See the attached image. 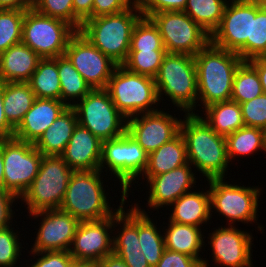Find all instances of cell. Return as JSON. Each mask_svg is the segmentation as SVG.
<instances>
[{
    "instance_id": "obj_1",
    "label": "cell",
    "mask_w": 266,
    "mask_h": 267,
    "mask_svg": "<svg viewBox=\"0 0 266 267\" xmlns=\"http://www.w3.org/2000/svg\"><path fill=\"white\" fill-rule=\"evenodd\" d=\"M180 133L186 143L188 162L195 166L206 180L224 178L228 168L226 139L217 134L199 114H185Z\"/></svg>"
},
{
    "instance_id": "obj_2",
    "label": "cell",
    "mask_w": 266,
    "mask_h": 267,
    "mask_svg": "<svg viewBox=\"0 0 266 267\" xmlns=\"http://www.w3.org/2000/svg\"><path fill=\"white\" fill-rule=\"evenodd\" d=\"M197 71L198 101L203 108L231 98L235 73L243 62L236 52L209 42L194 56Z\"/></svg>"
},
{
    "instance_id": "obj_3",
    "label": "cell",
    "mask_w": 266,
    "mask_h": 267,
    "mask_svg": "<svg viewBox=\"0 0 266 267\" xmlns=\"http://www.w3.org/2000/svg\"><path fill=\"white\" fill-rule=\"evenodd\" d=\"M142 16L133 3L122 12L87 19L79 32L113 62L122 65L129 54L134 26Z\"/></svg>"
},
{
    "instance_id": "obj_4",
    "label": "cell",
    "mask_w": 266,
    "mask_h": 267,
    "mask_svg": "<svg viewBox=\"0 0 266 267\" xmlns=\"http://www.w3.org/2000/svg\"><path fill=\"white\" fill-rule=\"evenodd\" d=\"M158 102L162 94L171 99L181 111L191 114L198 103L197 71L194 56L166 53L154 77ZM197 101V102H196Z\"/></svg>"
},
{
    "instance_id": "obj_5",
    "label": "cell",
    "mask_w": 266,
    "mask_h": 267,
    "mask_svg": "<svg viewBox=\"0 0 266 267\" xmlns=\"http://www.w3.org/2000/svg\"><path fill=\"white\" fill-rule=\"evenodd\" d=\"M101 171H74L67 185V190L60 210L70 213L81 221H98L110 217V209L101 180Z\"/></svg>"
},
{
    "instance_id": "obj_6",
    "label": "cell",
    "mask_w": 266,
    "mask_h": 267,
    "mask_svg": "<svg viewBox=\"0 0 266 267\" xmlns=\"http://www.w3.org/2000/svg\"><path fill=\"white\" fill-rule=\"evenodd\" d=\"M106 90L116 108L126 117L154 112L151 108L158 104V94L153 77L130 72L117 65Z\"/></svg>"
},
{
    "instance_id": "obj_7",
    "label": "cell",
    "mask_w": 266,
    "mask_h": 267,
    "mask_svg": "<svg viewBox=\"0 0 266 267\" xmlns=\"http://www.w3.org/2000/svg\"><path fill=\"white\" fill-rule=\"evenodd\" d=\"M73 172L61 156H43L37 176L20 197L29 214L59 209Z\"/></svg>"
},
{
    "instance_id": "obj_8",
    "label": "cell",
    "mask_w": 266,
    "mask_h": 267,
    "mask_svg": "<svg viewBox=\"0 0 266 267\" xmlns=\"http://www.w3.org/2000/svg\"><path fill=\"white\" fill-rule=\"evenodd\" d=\"M78 101H72L78 123L102 142L126 132L127 118L116 108L106 89H92Z\"/></svg>"
},
{
    "instance_id": "obj_9",
    "label": "cell",
    "mask_w": 266,
    "mask_h": 267,
    "mask_svg": "<svg viewBox=\"0 0 266 267\" xmlns=\"http://www.w3.org/2000/svg\"><path fill=\"white\" fill-rule=\"evenodd\" d=\"M76 32L67 22L30 8L25 11L21 42L41 58H56L65 55L68 41Z\"/></svg>"
},
{
    "instance_id": "obj_10",
    "label": "cell",
    "mask_w": 266,
    "mask_h": 267,
    "mask_svg": "<svg viewBox=\"0 0 266 267\" xmlns=\"http://www.w3.org/2000/svg\"><path fill=\"white\" fill-rule=\"evenodd\" d=\"M106 166L117 177L122 186V194H127L136 177L145 172L148 154L127 131L120 137L102 142L99 169Z\"/></svg>"
},
{
    "instance_id": "obj_11",
    "label": "cell",
    "mask_w": 266,
    "mask_h": 267,
    "mask_svg": "<svg viewBox=\"0 0 266 267\" xmlns=\"http://www.w3.org/2000/svg\"><path fill=\"white\" fill-rule=\"evenodd\" d=\"M149 18L157 26L167 53L195 56L210 42V35L184 11H163Z\"/></svg>"
},
{
    "instance_id": "obj_12",
    "label": "cell",
    "mask_w": 266,
    "mask_h": 267,
    "mask_svg": "<svg viewBox=\"0 0 266 267\" xmlns=\"http://www.w3.org/2000/svg\"><path fill=\"white\" fill-rule=\"evenodd\" d=\"M43 154L33 143L3 139L5 189L20 198L37 176Z\"/></svg>"
},
{
    "instance_id": "obj_13",
    "label": "cell",
    "mask_w": 266,
    "mask_h": 267,
    "mask_svg": "<svg viewBox=\"0 0 266 267\" xmlns=\"http://www.w3.org/2000/svg\"><path fill=\"white\" fill-rule=\"evenodd\" d=\"M227 2L218 28L210 42L236 52L243 61L251 60V0Z\"/></svg>"
},
{
    "instance_id": "obj_14",
    "label": "cell",
    "mask_w": 266,
    "mask_h": 267,
    "mask_svg": "<svg viewBox=\"0 0 266 267\" xmlns=\"http://www.w3.org/2000/svg\"><path fill=\"white\" fill-rule=\"evenodd\" d=\"M210 185L211 208L228 218L230 226L256 220L260 188L228 184L223 178L207 180Z\"/></svg>"
},
{
    "instance_id": "obj_15",
    "label": "cell",
    "mask_w": 266,
    "mask_h": 267,
    "mask_svg": "<svg viewBox=\"0 0 266 267\" xmlns=\"http://www.w3.org/2000/svg\"><path fill=\"white\" fill-rule=\"evenodd\" d=\"M65 55L92 89H106L117 64L79 31L69 39Z\"/></svg>"
},
{
    "instance_id": "obj_16",
    "label": "cell",
    "mask_w": 266,
    "mask_h": 267,
    "mask_svg": "<svg viewBox=\"0 0 266 267\" xmlns=\"http://www.w3.org/2000/svg\"><path fill=\"white\" fill-rule=\"evenodd\" d=\"M181 122V119L157 110L127 118L126 131L149 155L180 133Z\"/></svg>"
},
{
    "instance_id": "obj_17",
    "label": "cell",
    "mask_w": 266,
    "mask_h": 267,
    "mask_svg": "<svg viewBox=\"0 0 266 267\" xmlns=\"http://www.w3.org/2000/svg\"><path fill=\"white\" fill-rule=\"evenodd\" d=\"M43 218L31 252L69 251L80 221L60 209L38 211Z\"/></svg>"
},
{
    "instance_id": "obj_18",
    "label": "cell",
    "mask_w": 266,
    "mask_h": 267,
    "mask_svg": "<svg viewBox=\"0 0 266 267\" xmlns=\"http://www.w3.org/2000/svg\"><path fill=\"white\" fill-rule=\"evenodd\" d=\"M115 228L114 214L98 221H81L69 253L75 261L99 262L113 253V239L108 233Z\"/></svg>"
},
{
    "instance_id": "obj_19",
    "label": "cell",
    "mask_w": 266,
    "mask_h": 267,
    "mask_svg": "<svg viewBox=\"0 0 266 267\" xmlns=\"http://www.w3.org/2000/svg\"><path fill=\"white\" fill-rule=\"evenodd\" d=\"M252 235L235 226L218 227L210 236L213 260L220 266L252 267Z\"/></svg>"
},
{
    "instance_id": "obj_20",
    "label": "cell",
    "mask_w": 266,
    "mask_h": 267,
    "mask_svg": "<svg viewBox=\"0 0 266 267\" xmlns=\"http://www.w3.org/2000/svg\"><path fill=\"white\" fill-rule=\"evenodd\" d=\"M191 166L188 162L169 172L152 176L147 181L150 185L148 206L155 209L165 205L171 206L181 195L190 192L189 190L196 185V176Z\"/></svg>"
},
{
    "instance_id": "obj_21",
    "label": "cell",
    "mask_w": 266,
    "mask_h": 267,
    "mask_svg": "<svg viewBox=\"0 0 266 267\" xmlns=\"http://www.w3.org/2000/svg\"><path fill=\"white\" fill-rule=\"evenodd\" d=\"M101 150L102 141L78 123L60 156L73 171L98 170Z\"/></svg>"
},
{
    "instance_id": "obj_22",
    "label": "cell",
    "mask_w": 266,
    "mask_h": 267,
    "mask_svg": "<svg viewBox=\"0 0 266 267\" xmlns=\"http://www.w3.org/2000/svg\"><path fill=\"white\" fill-rule=\"evenodd\" d=\"M67 107L56 99L35 98L13 137L34 144Z\"/></svg>"
},
{
    "instance_id": "obj_23",
    "label": "cell",
    "mask_w": 266,
    "mask_h": 267,
    "mask_svg": "<svg viewBox=\"0 0 266 267\" xmlns=\"http://www.w3.org/2000/svg\"><path fill=\"white\" fill-rule=\"evenodd\" d=\"M42 58L23 42L0 54V82H28Z\"/></svg>"
},
{
    "instance_id": "obj_24",
    "label": "cell",
    "mask_w": 266,
    "mask_h": 267,
    "mask_svg": "<svg viewBox=\"0 0 266 267\" xmlns=\"http://www.w3.org/2000/svg\"><path fill=\"white\" fill-rule=\"evenodd\" d=\"M77 124V113L72 106H68L33 145L43 156H60Z\"/></svg>"
},
{
    "instance_id": "obj_25",
    "label": "cell",
    "mask_w": 266,
    "mask_h": 267,
    "mask_svg": "<svg viewBox=\"0 0 266 267\" xmlns=\"http://www.w3.org/2000/svg\"><path fill=\"white\" fill-rule=\"evenodd\" d=\"M173 207L169 220L175 223L194 225L201 227L210 220L213 211H211V199L209 190L206 192H187L181 195L171 204Z\"/></svg>"
},
{
    "instance_id": "obj_26",
    "label": "cell",
    "mask_w": 266,
    "mask_h": 267,
    "mask_svg": "<svg viewBox=\"0 0 266 267\" xmlns=\"http://www.w3.org/2000/svg\"><path fill=\"white\" fill-rule=\"evenodd\" d=\"M165 231L163 233L165 249L187 254L198 259L203 267L209 266L207 260H203L199 256L203 243H205L200 227L175 223L169 220L168 228Z\"/></svg>"
},
{
    "instance_id": "obj_27",
    "label": "cell",
    "mask_w": 266,
    "mask_h": 267,
    "mask_svg": "<svg viewBox=\"0 0 266 267\" xmlns=\"http://www.w3.org/2000/svg\"><path fill=\"white\" fill-rule=\"evenodd\" d=\"M187 163L186 143L183 135L179 133L148 155V165L142 176L149 180L152 176L169 172Z\"/></svg>"
},
{
    "instance_id": "obj_28",
    "label": "cell",
    "mask_w": 266,
    "mask_h": 267,
    "mask_svg": "<svg viewBox=\"0 0 266 267\" xmlns=\"http://www.w3.org/2000/svg\"><path fill=\"white\" fill-rule=\"evenodd\" d=\"M120 206L114 213V223L118 225L123 224L122 232L119 235L112 236L113 238V253L114 254H134L141 253V248L138 239V209L135 205L125 212L123 205H125L127 194H122Z\"/></svg>"
},
{
    "instance_id": "obj_29",
    "label": "cell",
    "mask_w": 266,
    "mask_h": 267,
    "mask_svg": "<svg viewBox=\"0 0 266 267\" xmlns=\"http://www.w3.org/2000/svg\"><path fill=\"white\" fill-rule=\"evenodd\" d=\"M34 100L35 95L28 82L3 83L4 114L14 129L22 122Z\"/></svg>"
},
{
    "instance_id": "obj_30",
    "label": "cell",
    "mask_w": 266,
    "mask_h": 267,
    "mask_svg": "<svg viewBox=\"0 0 266 267\" xmlns=\"http://www.w3.org/2000/svg\"><path fill=\"white\" fill-rule=\"evenodd\" d=\"M204 109L205 122L221 136L226 137L245 126L241 106L235 101L213 103Z\"/></svg>"
},
{
    "instance_id": "obj_31",
    "label": "cell",
    "mask_w": 266,
    "mask_h": 267,
    "mask_svg": "<svg viewBox=\"0 0 266 267\" xmlns=\"http://www.w3.org/2000/svg\"><path fill=\"white\" fill-rule=\"evenodd\" d=\"M35 98L61 101L60 78L56 58H42L28 81Z\"/></svg>"
},
{
    "instance_id": "obj_32",
    "label": "cell",
    "mask_w": 266,
    "mask_h": 267,
    "mask_svg": "<svg viewBox=\"0 0 266 267\" xmlns=\"http://www.w3.org/2000/svg\"><path fill=\"white\" fill-rule=\"evenodd\" d=\"M135 205L138 209V239L141 253L144 254L149 265L155 267L165 250L164 236L157 230L146 211L141 210L138 204Z\"/></svg>"
},
{
    "instance_id": "obj_33",
    "label": "cell",
    "mask_w": 266,
    "mask_h": 267,
    "mask_svg": "<svg viewBox=\"0 0 266 267\" xmlns=\"http://www.w3.org/2000/svg\"><path fill=\"white\" fill-rule=\"evenodd\" d=\"M227 0H187L184 12L210 36L221 23Z\"/></svg>"
},
{
    "instance_id": "obj_34",
    "label": "cell",
    "mask_w": 266,
    "mask_h": 267,
    "mask_svg": "<svg viewBox=\"0 0 266 267\" xmlns=\"http://www.w3.org/2000/svg\"><path fill=\"white\" fill-rule=\"evenodd\" d=\"M57 65L60 78L61 101L68 106H72V100L74 101L75 98H80L79 100H81L92 88L75 69L66 55L57 57ZM69 100L70 102H67Z\"/></svg>"
},
{
    "instance_id": "obj_35",
    "label": "cell",
    "mask_w": 266,
    "mask_h": 267,
    "mask_svg": "<svg viewBox=\"0 0 266 267\" xmlns=\"http://www.w3.org/2000/svg\"><path fill=\"white\" fill-rule=\"evenodd\" d=\"M229 162L237 155L245 156L263 151V129L244 126L225 137ZM233 158V159H232Z\"/></svg>"
},
{
    "instance_id": "obj_36",
    "label": "cell",
    "mask_w": 266,
    "mask_h": 267,
    "mask_svg": "<svg viewBox=\"0 0 266 267\" xmlns=\"http://www.w3.org/2000/svg\"><path fill=\"white\" fill-rule=\"evenodd\" d=\"M263 93L256 69L248 61H243L235 73L230 100L240 104Z\"/></svg>"
},
{
    "instance_id": "obj_37",
    "label": "cell",
    "mask_w": 266,
    "mask_h": 267,
    "mask_svg": "<svg viewBox=\"0 0 266 267\" xmlns=\"http://www.w3.org/2000/svg\"><path fill=\"white\" fill-rule=\"evenodd\" d=\"M166 53V50H129L122 66L130 72L154 78Z\"/></svg>"
},
{
    "instance_id": "obj_38",
    "label": "cell",
    "mask_w": 266,
    "mask_h": 267,
    "mask_svg": "<svg viewBox=\"0 0 266 267\" xmlns=\"http://www.w3.org/2000/svg\"><path fill=\"white\" fill-rule=\"evenodd\" d=\"M25 11L0 9V54L21 42Z\"/></svg>"
},
{
    "instance_id": "obj_39",
    "label": "cell",
    "mask_w": 266,
    "mask_h": 267,
    "mask_svg": "<svg viewBox=\"0 0 266 267\" xmlns=\"http://www.w3.org/2000/svg\"><path fill=\"white\" fill-rule=\"evenodd\" d=\"M129 50H166L157 26L142 16L134 26Z\"/></svg>"
},
{
    "instance_id": "obj_40",
    "label": "cell",
    "mask_w": 266,
    "mask_h": 267,
    "mask_svg": "<svg viewBox=\"0 0 266 267\" xmlns=\"http://www.w3.org/2000/svg\"><path fill=\"white\" fill-rule=\"evenodd\" d=\"M266 56V8L251 0V59Z\"/></svg>"
},
{
    "instance_id": "obj_41",
    "label": "cell",
    "mask_w": 266,
    "mask_h": 267,
    "mask_svg": "<svg viewBox=\"0 0 266 267\" xmlns=\"http://www.w3.org/2000/svg\"><path fill=\"white\" fill-rule=\"evenodd\" d=\"M38 13L63 20L74 28L73 0H33Z\"/></svg>"
},
{
    "instance_id": "obj_42",
    "label": "cell",
    "mask_w": 266,
    "mask_h": 267,
    "mask_svg": "<svg viewBox=\"0 0 266 267\" xmlns=\"http://www.w3.org/2000/svg\"><path fill=\"white\" fill-rule=\"evenodd\" d=\"M10 228L0 229V267H14L21 255L17 232Z\"/></svg>"
},
{
    "instance_id": "obj_43",
    "label": "cell",
    "mask_w": 266,
    "mask_h": 267,
    "mask_svg": "<svg viewBox=\"0 0 266 267\" xmlns=\"http://www.w3.org/2000/svg\"><path fill=\"white\" fill-rule=\"evenodd\" d=\"M245 126L266 128V94L240 103Z\"/></svg>"
},
{
    "instance_id": "obj_44",
    "label": "cell",
    "mask_w": 266,
    "mask_h": 267,
    "mask_svg": "<svg viewBox=\"0 0 266 267\" xmlns=\"http://www.w3.org/2000/svg\"><path fill=\"white\" fill-rule=\"evenodd\" d=\"M144 17L163 11H184L187 0H135Z\"/></svg>"
},
{
    "instance_id": "obj_45",
    "label": "cell",
    "mask_w": 266,
    "mask_h": 267,
    "mask_svg": "<svg viewBox=\"0 0 266 267\" xmlns=\"http://www.w3.org/2000/svg\"><path fill=\"white\" fill-rule=\"evenodd\" d=\"M40 256L31 267H71L75 259L69 251L31 252ZM30 267V266H29Z\"/></svg>"
},
{
    "instance_id": "obj_46",
    "label": "cell",
    "mask_w": 266,
    "mask_h": 267,
    "mask_svg": "<svg viewBox=\"0 0 266 267\" xmlns=\"http://www.w3.org/2000/svg\"><path fill=\"white\" fill-rule=\"evenodd\" d=\"M155 267H203L202 263L187 254L165 249Z\"/></svg>"
},
{
    "instance_id": "obj_47",
    "label": "cell",
    "mask_w": 266,
    "mask_h": 267,
    "mask_svg": "<svg viewBox=\"0 0 266 267\" xmlns=\"http://www.w3.org/2000/svg\"><path fill=\"white\" fill-rule=\"evenodd\" d=\"M133 3V0H93L92 18L122 12Z\"/></svg>"
},
{
    "instance_id": "obj_48",
    "label": "cell",
    "mask_w": 266,
    "mask_h": 267,
    "mask_svg": "<svg viewBox=\"0 0 266 267\" xmlns=\"http://www.w3.org/2000/svg\"><path fill=\"white\" fill-rule=\"evenodd\" d=\"M19 199L6 189H0V229L10 227L13 216L12 203Z\"/></svg>"
},
{
    "instance_id": "obj_49",
    "label": "cell",
    "mask_w": 266,
    "mask_h": 267,
    "mask_svg": "<svg viewBox=\"0 0 266 267\" xmlns=\"http://www.w3.org/2000/svg\"><path fill=\"white\" fill-rule=\"evenodd\" d=\"M74 29L79 31L87 19L92 18L93 0H73Z\"/></svg>"
},
{
    "instance_id": "obj_50",
    "label": "cell",
    "mask_w": 266,
    "mask_h": 267,
    "mask_svg": "<svg viewBox=\"0 0 266 267\" xmlns=\"http://www.w3.org/2000/svg\"><path fill=\"white\" fill-rule=\"evenodd\" d=\"M15 129L9 124L4 114L3 82H0V139L11 138Z\"/></svg>"
},
{
    "instance_id": "obj_51",
    "label": "cell",
    "mask_w": 266,
    "mask_h": 267,
    "mask_svg": "<svg viewBox=\"0 0 266 267\" xmlns=\"http://www.w3.org/2000/svg\"><path fill=\"white\" fill-rule=\"evenodd\" d=\"M118 255L128 267H151L145 259L143 253L134 254H116Z\"/></svg>"
},
{
    "instance_id": "obj_52",
    "label": "cell",
    "mask_w": 266,
    "mask_h": 267,
    "mask_svg": "<svg viewBox=\"0 0 266 267\" xmlns=\"http://www.w3.org/2000/svg\"><path fill=\"white\" fill-rule=\"evenodd\" d=\"M257 71L264 94H266V56L248 61Z\"/></svg>"
},
{
    "instance_id": "obj_53",
    "label": "cell",
    "mask_w": 266,
    "mask_h": 267,
    "mask_svg": "<svg viewBox=\"0 0 266 267\" xmlns=\"http://www.w3.org/2000/svg\"><path fill=\"white\" fill-rule=\"evenodd\" d=\"M32 6L33 0H0V9L28 10Z\"/></svg>"
},
{
    "instance_id": "obj_54",
    "label": "cell",
    "mask_w": 266,
    "mask_h": 267,
    "mask_svg": "<svg viewBox=\"0 0 266 267\" xmlns=\"http://www.w3.org/2000/svg\"><path fill=\"white\" fill-rule=\"evenodd\" d=\"M99 267H128L126 263L116 254L112 253L101 259Z\"/></svg>"
},
{
    "instance_id": "obj_55",
    "label": "cell",
    "mask_w": 266,
    "mask_h": 267,
    "mask_svg": "<svg viewBox=\"0 0 266 267\" xmlns=\"http://www.w3.org/2000/svg\"><path fill=\"white\" fill-rule=\"evenodd\" d=\"M0 189H5L4 163H3V139H0Z\"/></svg>"
},
{
    "instance_id": "obj_56",
    "label": "cell",
    "mask_w": 266,
    "mask_h": 267,
    "mask_svg": "<svg viewBox=\"0 0 266 267\" xmlns=\"http://www.w3.org/2000/svg\"><path fill=\"white\" fill-rule=\"evenodd\" d=\"M71 267H99L97 262L74 261Z\"/></svg>"
},
{
    "instance_id": "obj_57",
    "label": "cell",
    "mask_w": 266,
    "mask_h": 267,
    "mask_svg": "<svg viewBox=\"0 0 266 267\" xmlns=\"http://www.w3.org/2000/svg\"><path fill=\"white\" fill-rule=\"evenodd\" d=\"M263 151L266 152V128L263 129Z\"/></svg>"
},
{
    "instance_id": "obj_58",
    "label": "cell",
    "mask_w": 266,
    "mask_h": 267,
    "mask_svg": "<svg viewBox=\"0 0 266 267\" xmlns=\"http://www.w3.org/2000/svg\"><path fill=\"white\" fill-rule=\"evenodd\" d=\"M261 7L266 8V0H255Z\"/></svg>"
}]
</instances>
